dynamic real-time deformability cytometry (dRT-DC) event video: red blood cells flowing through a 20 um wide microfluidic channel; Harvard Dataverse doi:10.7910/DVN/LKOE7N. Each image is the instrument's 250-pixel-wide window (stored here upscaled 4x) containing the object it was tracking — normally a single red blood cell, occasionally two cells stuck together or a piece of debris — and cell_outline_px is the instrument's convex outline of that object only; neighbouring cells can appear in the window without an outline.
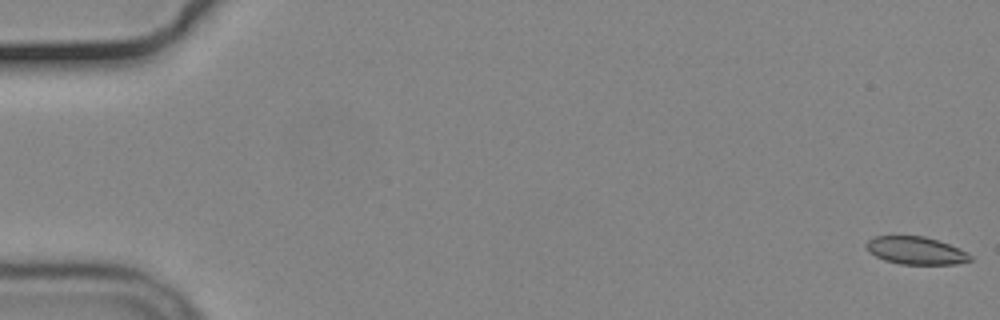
{"species": "common noctule bat (a hibernating species)", "species_latin": "Nyctalus noctula", "temperature_condition": "cold", "stored_images_in_passage": 56, "camera_frame_rate_fps": 3000, "um_per_image_px": 0.085, "animal": {"sex": "male", "body_mass_g": 19.2, "forearm_length_mm": 51.8}, "frame": {"image": 1, "passage_image": 1, "time_ms": 0.0, "image_size_px": [1000, 320], "cell_outline_px": [[972, 260], [956, 264], [900, 264], [884, 260], [868, 252], [864, 244], [868, 240], [876, 236], [924, 236], [960, 248], [968, 252], [972, 256]], "centroid_in_image_um": [77.84, 21.3], "position_along_channel_um": 7.2, "area_um2": 16.82}}
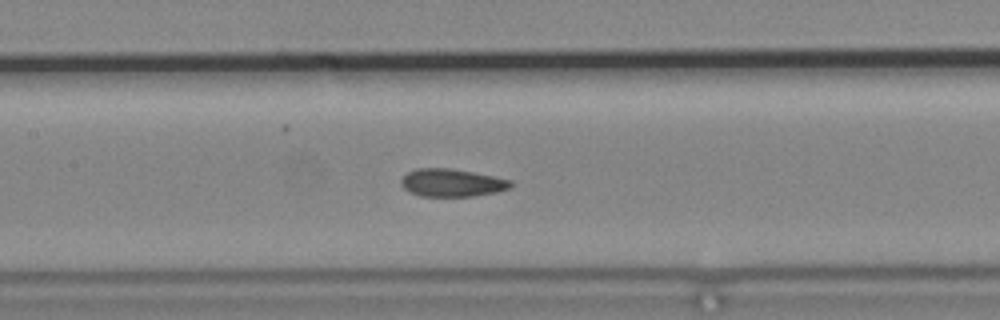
{"frame": {"image": 2, "passage_image": 27, "time_ms": 8.667, "image_size_px": [1000, 320], "cell_outline_px": [[512, 188], [496, 192], [476, 196], [420, 196], [408, 192], [400, 184], [400, 180], [408, 172], [416, 168], [448, 168], [472, 172], [512, 180]], "centroid_in_image_um": [38.4, 15.54], "position_along_channel_um": 169.0, "area_um2": 17.8}}
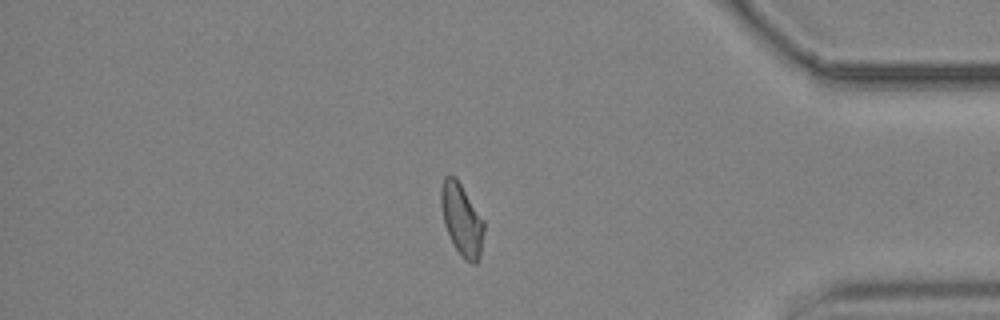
{"frame": {"image": 3, "passage_image": 48, "time_ms": 15.667, "image_size_px": [1000, 320], "cell_outline_px": [[484, 228], [480, 256], [476, 264], [472, 264], [464, 260], [452, 244], [444, 224], [440, 204], [440, 188], [444, 176], [456, 176], [484, 220]], "centroid_in_image_um": [39.23, 18.67], "position_along_channel_um": 396.0, "area_um2": 18.26}, "authors_computed_cell_mechanics": {"area_um2": 17.8602, "velocity_mm_per_s": 3.6707, "shape_relaxation_time_tau1_ms": null, "shape_relaxation_time_tau2_ms": 2.0743, "deformation_change_tau1": null, "deformation_change_tau2": 0.0589}}